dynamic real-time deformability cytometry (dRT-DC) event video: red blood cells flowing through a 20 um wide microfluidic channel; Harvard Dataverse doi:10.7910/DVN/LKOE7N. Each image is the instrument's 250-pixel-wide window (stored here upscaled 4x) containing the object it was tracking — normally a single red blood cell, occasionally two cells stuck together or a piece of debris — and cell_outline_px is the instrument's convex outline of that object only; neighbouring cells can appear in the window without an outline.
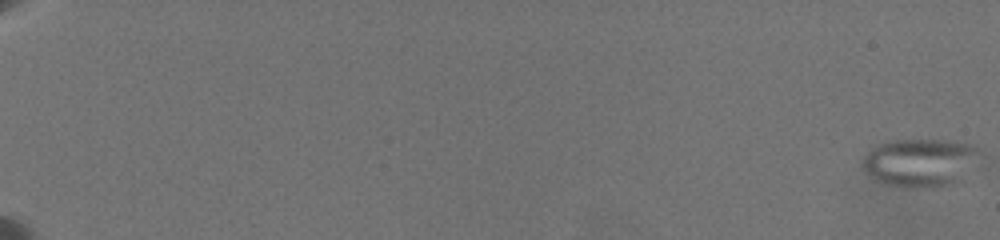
{"species": "common noctule bat (a hibernating species)", "species_latin": "Nyctalus noctula", "temperature_condition": "warm", "stored_images_in_passage": 12, "camera_frame_rate_fps": 3000, "um_per_image_px": 0.085, "animal": {"sex": "female", "body_mass_g": 19.5, "forearm_length_mm": 54.1}, "frame": {"image": 1, "passage_image": 1, "time_ms": 0.0, "image_size_px": [1000, 240], "cell_outline_px": [[976, 152], [960, 180], [936, 188], [908, 188], [888, 184], [872, 180], [868, 176], [860, 160], [868, 152], [880, 144], [896, 140], [940, 140], [972, 144], [976, 148]], "centroid_in_image_um": [78.07, 13.84], "position_along_channel_um": 6.9, "area_um2": 32.08}}
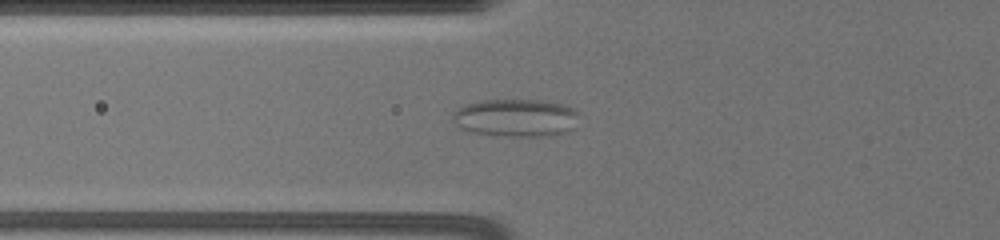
{"frame": {"image": 2, "passage_image": 12, "time_ms": 9.333, "image_size_px": [1000, 240], "cell_outline_px": [[576, 128], [552, 136], [508, 136], [464, 132], [452, 120], [452, 112], [456, 108], [464, 104], [480, 100], [544, 100], [560, 104], [572, 108], [576, 112]], "centroid_in_image_um": [43.77, 10.02], "position_along_channel_um": 82.0, "area_um2": 28.15}}